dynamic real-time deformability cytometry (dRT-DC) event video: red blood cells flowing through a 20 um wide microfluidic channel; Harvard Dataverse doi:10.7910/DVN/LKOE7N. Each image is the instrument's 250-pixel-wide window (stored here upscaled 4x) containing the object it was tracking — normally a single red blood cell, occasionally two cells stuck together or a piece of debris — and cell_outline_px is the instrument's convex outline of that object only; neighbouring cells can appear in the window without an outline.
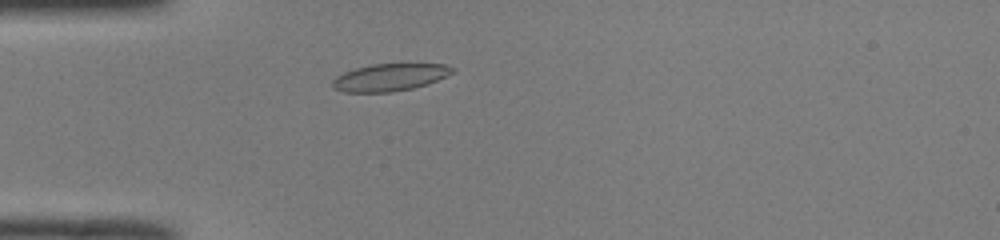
{"species": "common noctule bat (a hibernating species)", "species_latin": "Nyctalus noctula", "temperature_condition": "room temperature", "stored_images_in_passage": 36, "camera_frame_rate_fps": 3000, "um_per_image_px": 0.085, "animal": {"sex": "male", "body_mass_g": 19.0, "forearm_length_mm": 50.8}, "frame": {"image": 1, "passage_image": 1, "time_ms": 0.0, "image_size_px": [1000, 240], "cell_outline_px": [[456, 68], [452, 72], [436, 80], [412, 88], [392, 92], [344, 92], [332, 88], [332, 80], [336, 76], [344, 72], [356, 68], [372, 64], [444, 64]], "centroid_in_image_um": [33.07, 6.57], "position_along_channel_um": 51.9, "area_um2": 18.84}}
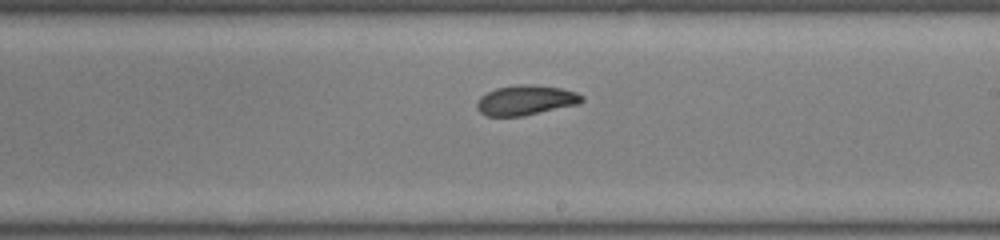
{"frame": {"image": 2, "passage_image": 16, "time_ms": 5.0, "image_size_px": [1000, 240], "cell_outline_px": [[584, 100], [580, 104], [524, 116], [488, 116], [480, 112], [476, 108], [476, 104], [480, 96], [496, 88], [516, 84], [532, 84], [560, 88], [576, 92], [584, 96]], "centroid_in_image_um": [44.71, 8.51], "position_along_channel_um": 244.3, "area_um2": 18.5}}
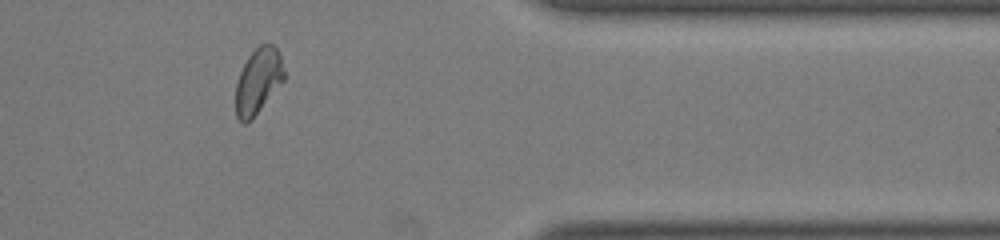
{"frame": {"image": 3, "passage_image": 28, "time_ms": 9.0, "image_size_px": [1000, 240], "cell_outline_px": [[284, 80], [260, 108], [244, 124], [236, 116], [236, 84], [240, 72], [248, 56], [260, 44], [272, 44], [280, 52], [284, 72]], "centroid_in_image_um": [21.94, 6.83], "position_along_channel_um": 389.5, "area_um2": 17.98}, "authors_computed_cell_mechanics": {"area_um2": 18.6694, "velocity_mm_per_s": 4.0702, "shape_relaxation_time_tau1_ms": 5.1252, "shape_relaxation_time_tau2_ms": 1.5194, "deformation_change_tau1": 0.1248, "deformation_change_tau2": 0.0504}}